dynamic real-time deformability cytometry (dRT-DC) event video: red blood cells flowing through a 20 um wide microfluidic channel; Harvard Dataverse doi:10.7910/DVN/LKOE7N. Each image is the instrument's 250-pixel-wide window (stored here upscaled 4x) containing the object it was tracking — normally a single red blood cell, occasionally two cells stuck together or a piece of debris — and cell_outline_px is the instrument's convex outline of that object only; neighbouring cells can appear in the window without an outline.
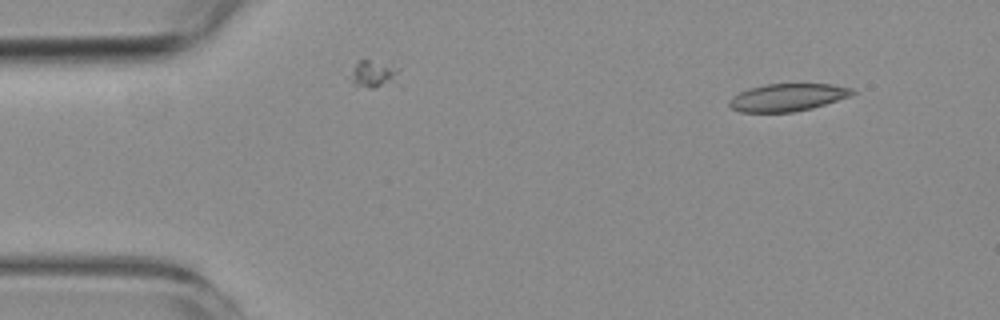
{"species": "common noctule bat (a hibernating species)", "species_latin": "Nyctalus noctula", "temperature_condition": "room temperature", "stored_images_in_passage": 3, "camera_frame_rate_fps": 3000, "um_per_image_px": 0.085, "animal": {"sex": "female", "body_mass_g": 19.3, "forearm_length_mm": 54.1}, "frame": {"image": 1, "passage_image": 1, "time_ms": 0.0, "image_size_px": [1000, 320], "cell_outline_px": [[856, 92], [852, 96], [812, 108], [792, 112], [740, 112], [732, 108], [728, 104], [728, 100], [732, 96], [748, 88], [764, 84], [832, 84], [852, 88]], "centroid_in_image_um": [66.94, 8.27], "position_along_channel_um": 18.1, "area_um2": 19.88}}